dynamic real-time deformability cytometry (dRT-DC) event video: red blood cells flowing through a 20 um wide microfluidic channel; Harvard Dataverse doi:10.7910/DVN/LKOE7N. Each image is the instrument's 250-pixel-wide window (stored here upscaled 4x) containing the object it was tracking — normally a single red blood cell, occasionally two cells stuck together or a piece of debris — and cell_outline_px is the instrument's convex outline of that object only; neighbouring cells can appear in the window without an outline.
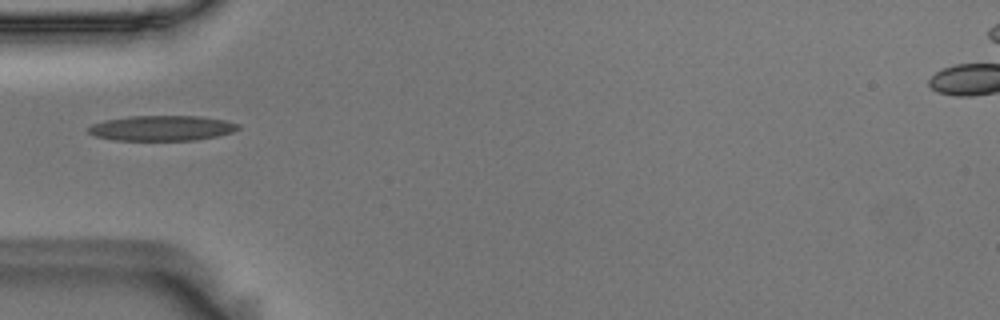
{"species": "Egyptian fruit bat (a non-hibernating species)", "species_latin": "Rousettus aegyptiacus", "temperature_condition": "room temperature", "stored_images_in_passage": 38, "camera_frame_rate_fps": 3000, "um_per_image_px": 0.085, "animal": {"sex": "male"}, "frame": {"image": 1, "passage_image": 1, "time_ms": 0.0, "image_size_px": [1000, 320], "cell_outline_px": [[240, 128], [232, 132], [216, 136], [196, 140], [116, 140], [96, 136], [88, 132], [88, 128], [92, 124], [104, 120], [128, 116], [200, 116], [224, 120], [240, 124]], "centroid_in_image_um": [13.76, 10.88], "position_along_channel_um": 71.2, "area_um2": 21.96}}
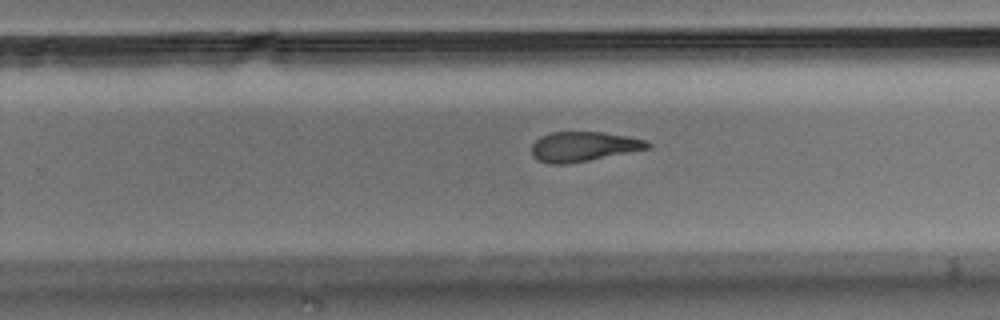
{"frame": {"image": 2, "passage_image": 18, "time_ms": 5.667, "image_size_px": [1000, 320], "cell_outline_px": [[652, 144], [648, 148], [568, 164], [548, 164], [532, 156], [532, 144], [540, 136], [552, 132], [604, 132], [648, 140]], "centroid_in_image_um": [49.57, 12.45], "position_along_channel_um": 280.2, "area_um2": 19.94}}
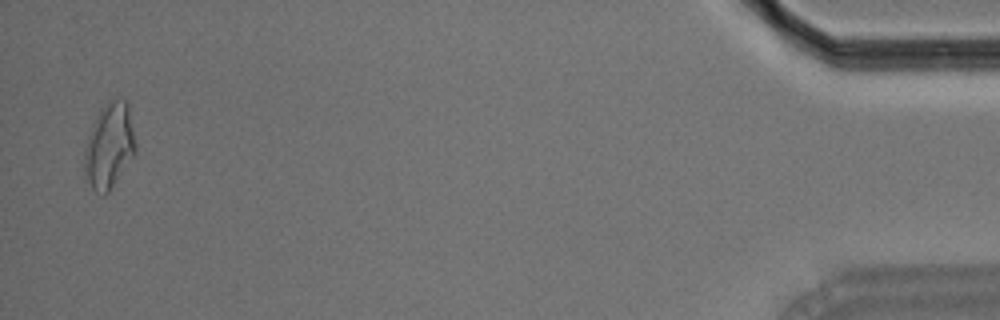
{"frame": {"image": 3, "passage_image": 37, "time_ms": 12.0, "image_size_px": [1000, 320], "cell_outline_px": [[136, 152], [108, 192], [104, 196], [96, 192], [92, 188], [84, 176], [84, 148], [96, 116], [100, 108], [112, 100], [120, 96], [128, 100], [136, 144]], "centroid_in_image_um": [9.29, 12.37], "position_along_channel_um": 425.9, "area_um2": 25.55}, "authors_computed_cell_mechanics": {"area_um2": 21.3571, "velocity_mm_per_s": 3.667, "shape_relaxation_time_tau1_ms": null, "shape_relaxation_time_tau2_ms": 2.9704, "deformation_change_tau1": null, "deformation_change_tau2": 0.1138}}